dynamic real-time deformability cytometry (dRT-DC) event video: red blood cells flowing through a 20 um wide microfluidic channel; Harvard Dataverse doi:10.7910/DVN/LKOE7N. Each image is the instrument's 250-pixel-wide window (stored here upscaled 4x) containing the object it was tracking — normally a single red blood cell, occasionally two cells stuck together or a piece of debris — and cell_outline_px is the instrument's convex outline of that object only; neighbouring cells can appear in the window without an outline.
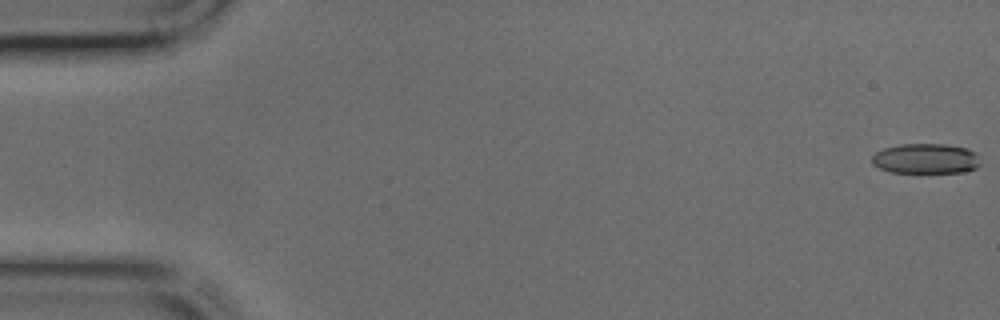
{"species": "common noctule bat (a hibernating species)", "species_latin": "Nyctalus noctula", "temperature_condition": "cold", "stored_images_in_passage": 45, "camera_frame_rate_fps": 3000, "um_per_image_px": 0.085, "animal": {"sex": "male", "body_mass_g": 17.9, "forearm_length_mm": 54.2}, "frame": {"image": 1, "passage_image": 1, "time_ms": 0.0, "image_size_px": [1000, 320], "cell_outline_px": [[980, 164], [976, 168], [964, 172], [888, 172], [872, 164], [872, 156], [876, 152], [884, 148], [900, 144], [944, 144], [964, 148], [976, 152]], "centroid_in_image_um": [78.67, 13.48], "position_along_channel_um": 6.3, "area_um2": 18.96}}
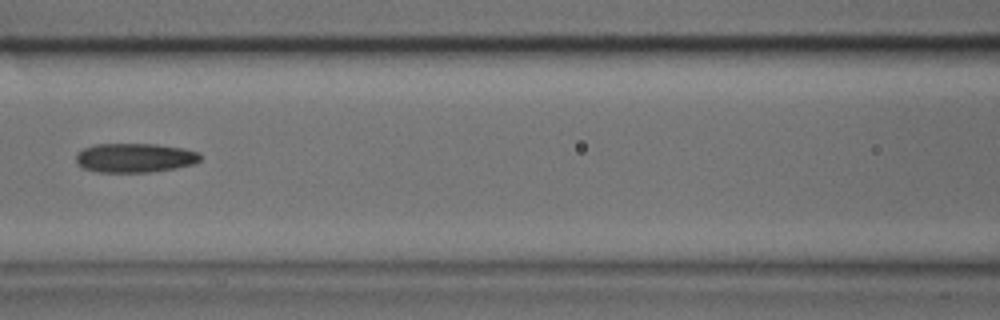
{"frame": {"image": 2, "passage_image": 20, "time_ms": 6.333, "image_size_px": [1000, 320], "cell_outline_px": [[200, 160], [192, 164], [176, 168], [148, 172], [100, 172], [84, 168], [76, 160], [76, 152], [84, 148], [96, 144], [156, 144], [184, 148], [200, 152]], "centroid_in_image_um": [11.47, 13.4], "position_along_channel_um": 155.1, "area_um2": 21.1}}
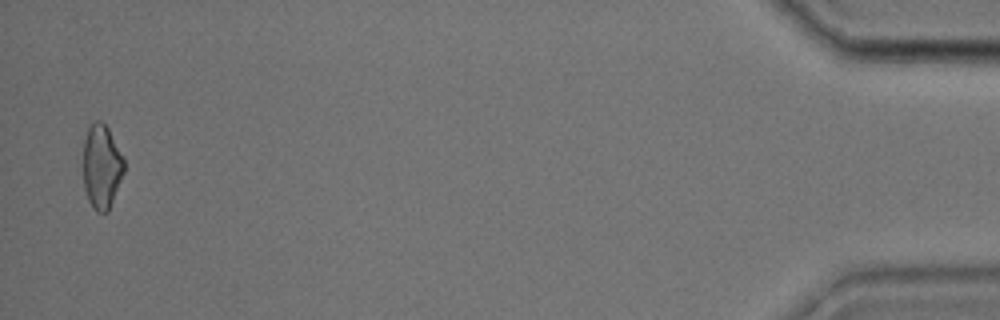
{"frame": {"image": 3, "passage_image": 44, "time_ms": 14.333, "image_size_px": [1000, 320], "cell_outline_px": [[124, 172], [108, 212], [96, 212], [92, 208], [88, 200], [84, 188], [84, 140], [88, 128], [96, 120], [100, 120], [108, 128], [124, 156]], "centroid_in_image_um": [8.65, 14.17], "position_along_channel_um": 426.6, "area_um2": 20.06}}